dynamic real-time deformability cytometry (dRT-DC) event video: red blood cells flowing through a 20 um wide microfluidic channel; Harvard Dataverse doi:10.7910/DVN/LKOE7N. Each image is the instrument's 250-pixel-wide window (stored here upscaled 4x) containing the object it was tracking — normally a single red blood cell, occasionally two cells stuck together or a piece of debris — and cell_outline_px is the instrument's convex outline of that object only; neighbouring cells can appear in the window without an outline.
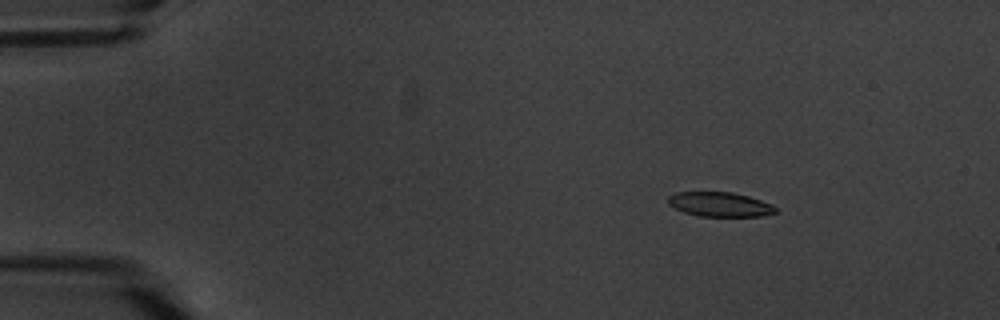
{"species": "common noctule bat (a hibernating species)", "species_latin": "Nyctalus noctula", "temperature_condition": "warm", "stored_images_in_passage": 7, "camera_frame_rate_fps": 3000, "um_per_image_px": 0.085, "animal": {"sex": "male", "body_mass_g": 20.1, "forearm_length_mm": 53.5}, "frame": {"image": 1, "passage_image": 3, "time_ms": 2.333, "image_size_px": [1000, 320], "cell_outline_px": [[776, 212], [764, 216], [700, 216], [684, 212], [668, 204], [668, 196], [676, 192], [732, 192], [748, 196], [772, 204], [776, 208]], "centroid_in_image_um": [61.19, 17.37], "position_along_channel_um": 23.8, "area_um2": 15.26}}
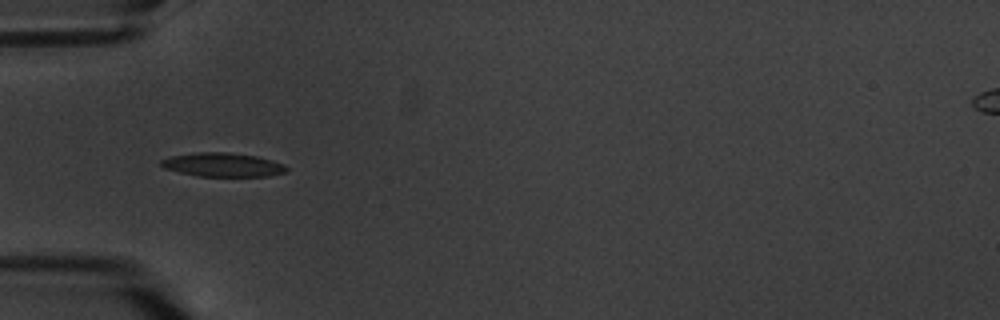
{"frame": {"image": 2, "passage_image": 6, "time_ms": 6.0, "image_size_px": [1000, 320], "cell_outline_px": [[288, 172], [268, 176], [196, 176], [164, 168], [160, 164], [160, 160], [172, 156], [196, 152], [228, 152], [256, 156], [272, 160], [284, 164], [288, 168]], "centroid_in_image_um": [18.96, 14.0], "position_along_channel_um": 66.0, "area_um2": 17.46}}